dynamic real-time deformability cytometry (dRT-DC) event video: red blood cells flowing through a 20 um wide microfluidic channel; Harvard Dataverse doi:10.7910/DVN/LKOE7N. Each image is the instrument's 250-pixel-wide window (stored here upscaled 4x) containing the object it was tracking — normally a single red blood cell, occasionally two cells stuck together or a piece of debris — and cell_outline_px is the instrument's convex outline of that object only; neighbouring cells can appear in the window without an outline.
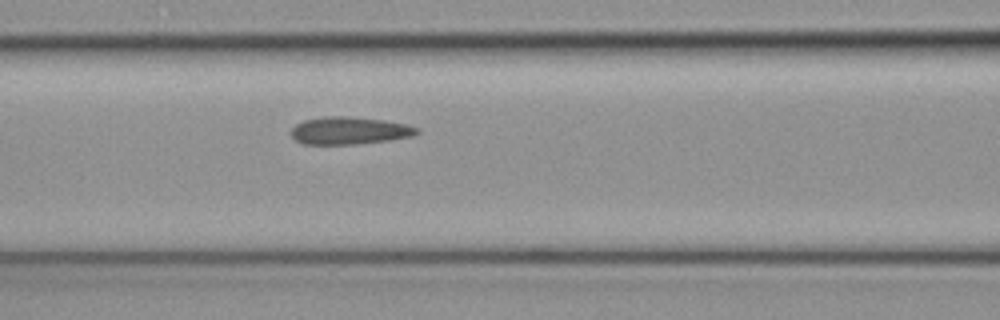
{"species": "common noctule bat (a hibernating species)", "species_latin": "Nyctalus noctula", "temperature_condition": "cold", "stored_images_in_passage": 7, "camera_frame_rate_fps": 3000, "um_per_image_px": 0.085, "animal": {"sex": "female", "body_mass_g": 19.3, "forearm_length_mm": 54.1}, "frame": {"image": 1, "passage_image": 7, "time_ms": 2.0, "image_size_px": [1000, 320], "cell_outline_px": [[420, 132], [412, 136], [388, 140], [352, 144], [304, 144], [296, 140], [292, 136], [292, 128], [296, 124], [304, 120], [324, 116], [344, 116], [384, 120], [404, 124], [420, 128]], "centroid_in_image_um": [29.7, 11.1], "position_along_channel_um": 136.9, "area_um2": 19.94}}